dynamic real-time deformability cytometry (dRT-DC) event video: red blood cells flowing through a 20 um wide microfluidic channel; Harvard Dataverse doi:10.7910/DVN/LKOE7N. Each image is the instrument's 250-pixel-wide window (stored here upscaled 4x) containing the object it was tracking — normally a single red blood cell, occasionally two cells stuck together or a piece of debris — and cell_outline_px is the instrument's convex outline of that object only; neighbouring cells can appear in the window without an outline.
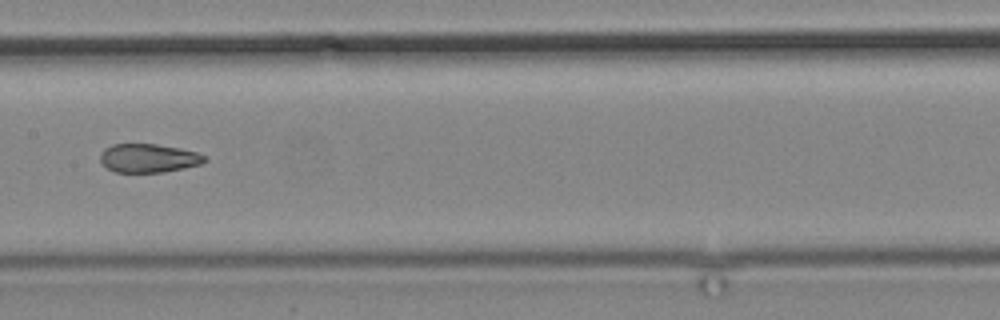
{"species": "common noctule bat (a hibernating species)", "species_latin": "Nyctalus noctula", "temperature_condition": "cold", "stored_images_in_passage": 11, "camera_frame_rate_fps": 3000, "um_per_image_px": 0.085, "animal": {"sex": "male", "body_mass_g": 19.2, "forearm_length_mm": 51.8}, "frame": {"image": 1, "passage_image": 10, "time_ms": 11.667, "image_size_px": [1000, 320], "cell_outline_px": [[208, 160], [200, 164], [184, 168], [164, 172], [116, 172], [108, 168], [100, 160], [100, 152], [104, 148], [112, 144], [156, 144], [180, 148], [196, 152], [204, 156]], "centroid_in_image_um": [12.61, 13.43], "position_along_channel_um": 194.8, "area_um2": 17.4}}
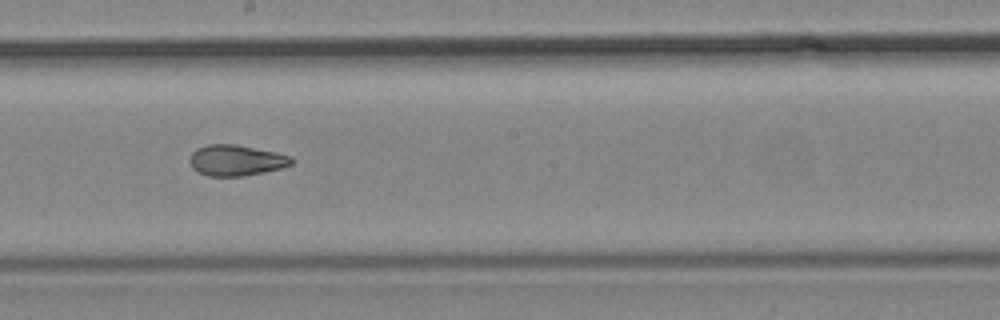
{"frame": {"image": 2, "passage_image": 11, "time_ms": 12.667, "image_size_px": [1000, 320], "cell_outline_px": [[292, 164], [280, 168], [264, 172], [244, 176], [208, 176], [196, 172], [192, 168], [188, 160], [192, 152], [196, 148], [208, 144], [236, 144], [276, 152], [292, 156]], "centroid_in_image_um": [20.03, 13.62], "position_along_channel_um": 228.2, "area_um2": 18.5}}